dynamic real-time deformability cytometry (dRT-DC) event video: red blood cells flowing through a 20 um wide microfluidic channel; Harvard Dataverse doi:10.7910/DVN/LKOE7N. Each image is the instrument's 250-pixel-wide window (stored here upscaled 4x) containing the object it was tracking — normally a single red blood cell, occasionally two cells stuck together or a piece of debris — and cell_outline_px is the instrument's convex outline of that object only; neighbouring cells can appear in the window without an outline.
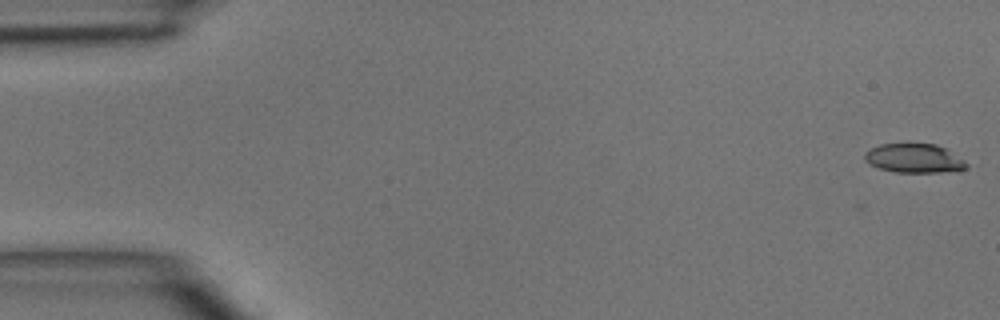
{"species": "common noctule bat (a hibernating species)", "species_latin": "Nyctalus noctula", "temperature_condition": "room temperature", "stored_images_in_passage": 7, "camera_frame_rate_fps": 3000, "um_per_image_px": 0.085, "animal": {"sex": "male", "body_mass_g": 15.6}, "frame": {"image": 1, "passage_image": 1, "time_ms": 0.0, "image_size_px": [1000, 320], "cell_outline_px": [[968, 168], [940, 172], [896, 172], [880, 168], [868, 164], [864, 160], [864, 152], [880, 144], [908, 140], [936, 144], [948, 148], [964, 160], [968, 164]], "centroid_in_image_um": [77.68, 13.39], "position_along_channel_um": 7.3, "area_um2": 18.09}}